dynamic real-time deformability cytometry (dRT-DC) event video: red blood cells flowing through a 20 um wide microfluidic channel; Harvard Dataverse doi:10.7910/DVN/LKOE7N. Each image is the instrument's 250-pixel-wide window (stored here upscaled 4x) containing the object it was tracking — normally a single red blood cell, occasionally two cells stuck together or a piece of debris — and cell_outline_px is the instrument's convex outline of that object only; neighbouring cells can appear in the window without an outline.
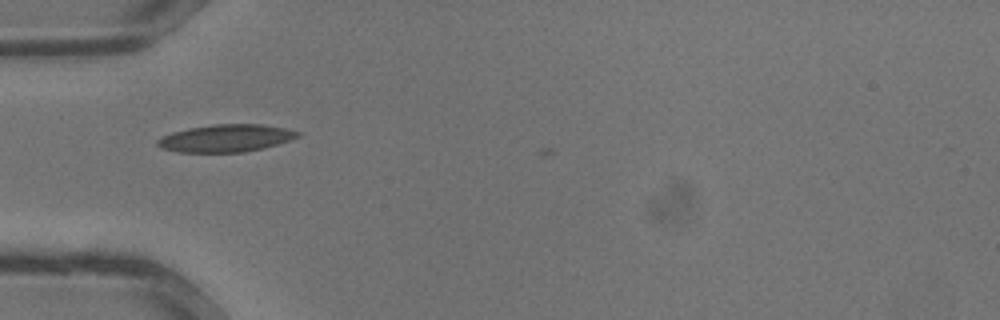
{"species": "common noctule bat (a hibernating species)", "species_latin": "Nyctalus noctula", "temperature_condition": "warm", "stored_images_in_passage": 20, "camera_frame_rate_fps": 3000, "um_per_image_px": 0.085, "animal": {"sex": "male", "body_mass_g": 13.3}, "frame": {"image": 1, "passage_image": 1, "time_ms": 0.0, "image_size_px": [1000, 320], "cell_outline_px": [[300, 136], [264, 148], [244, 152], [176, 152], [160, 148], [156, 144], [156, 140], [172, 132], [188, 128], [212, 124], [260, 124], [284, 128], [300, 132]], "centroid_in_image_um": [19.16, 11.75], "position_along_channel_um": 65.8, "area_um2": 22.37}}
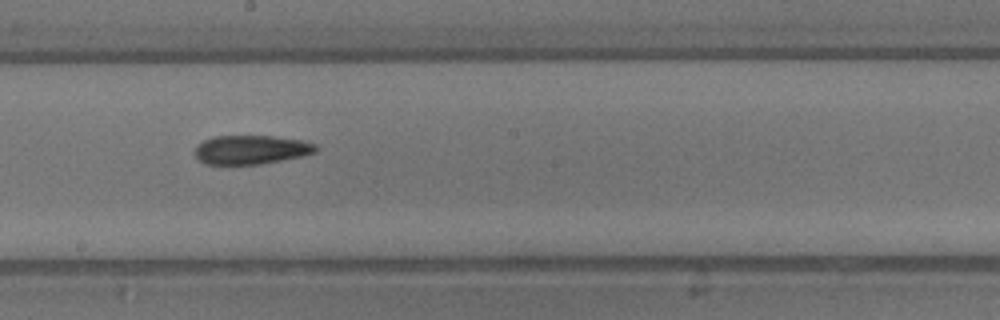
{"frame": {"image": 2, "passage_image": 9, "time_ms": 2.667, "image_size_px": [1000, 320], "cell_outline_px": [[320, 148], [316, 152], [304, 156], [260, 164], [204, 164], [196, 156], [196, 144], [212, 136], [272, 136], [300, 140], [316, 144]], "centroid_in_image_um": [21.37, 12.72], "position_along_channel_um": 226.8, "area_um2": 20.46}}
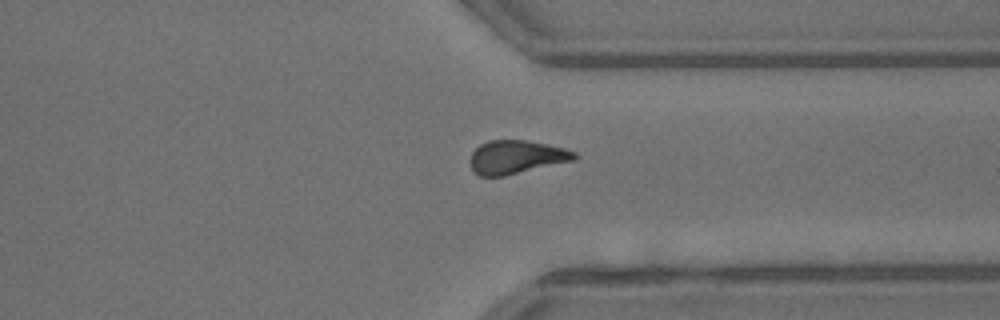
{"frame": {"image": 3, "passage_image": 16, "time_ms": 5.0, "image_size_px": [1000, 320], "cell_outline_px": [[580, 156], [576, 160], [504, 176], [480, 176], [472, 168], [468, 160], [472, 152], [480, 144], [488, 140], [524, 140], [548, 144], [564, 148], [576, 152]], "centroid_in_image_um": [43.91, 13.35], "position_along_channel_um": 367.5, "area_um2": 20.52}}